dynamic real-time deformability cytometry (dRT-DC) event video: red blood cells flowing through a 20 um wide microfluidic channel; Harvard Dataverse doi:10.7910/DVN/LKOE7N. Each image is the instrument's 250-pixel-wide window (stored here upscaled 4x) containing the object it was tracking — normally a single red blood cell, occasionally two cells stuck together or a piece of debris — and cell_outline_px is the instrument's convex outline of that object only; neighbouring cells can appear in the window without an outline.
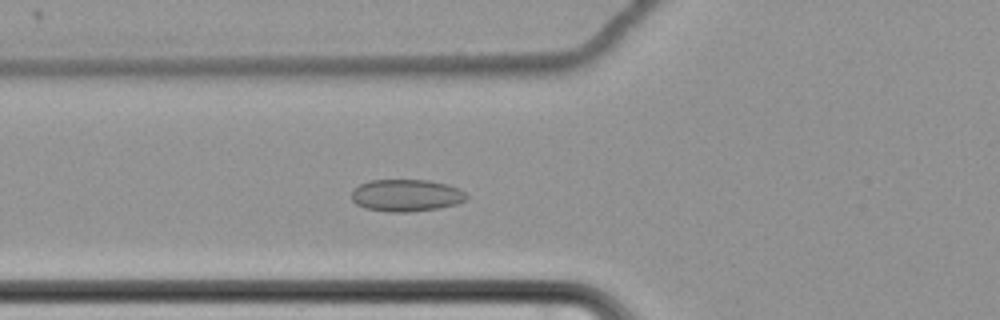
{"species": "common noctule bat (a hibernating species)", "species_latin": "Nyctalus noctula", "temperature_condition": "cold", "stored_images_in_passage": 67, "camera_frame_rate_fps": 3000, "um_per_image_px": 0.085, "animal": {"sex": "female", "body_mass_g": 22.7, "forearm_length_mm": 54.2}, "frame": {"image": 1, "passage_image": 29, "time_ms": 9.333, "image_size_px": [1000, 320], "cell_outline_px": [[468, 196], [464, 200], [456, 204], [440, 208], [408, 212], [388, 212], [368, 208], [356, 204], [352, 200], [352, 188], [368, 180], [428, 180], [448, 184], [460, 188]], "centroid_in_image_um": [34.53, 16.6], "position_along_channel_um": 91.3, "area_um2": 21.62}}
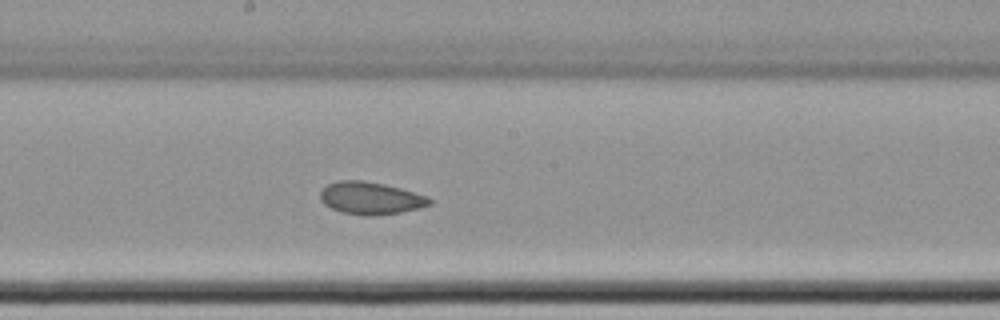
{"frame": {"image": 2, "passage_image": 40, "time_ms": 13.0, "image_size_px": [1000, 320], "cell_outline_px": [[432, 204], [400, 212], [372, 216], [364, 216], [344, 212], [332, 208], [324, 204], [320, 200], [320, 192], [328, 184], [336, 180], [364, 180], [384, 184], [400, 188], [428, 196], [432, 200]], "centroid_in_image_um": [31.49, 16.83], "position_along_channel_um": 216.7, "area_um2": 20.58}}
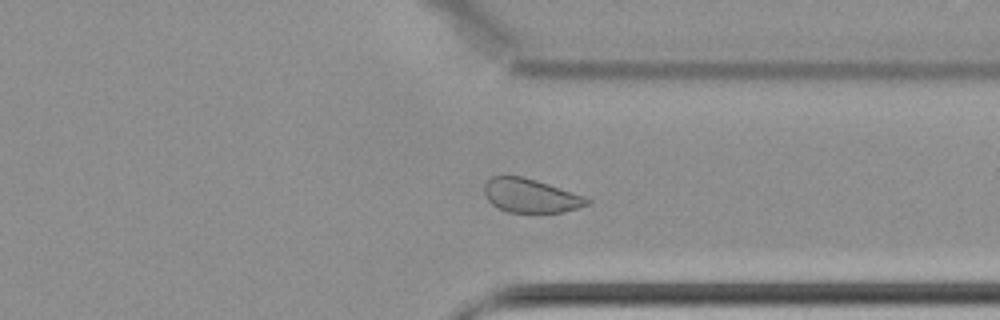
{"frame": {"image": 3, "passage_image": 53, "time_ms": 17.333, "image_size_px": [1000, 320], "cell_outline_px": [[592, 200], [588, 204], [564, 212], [508, 212], [492, 204], [488, 200], [484, 192], [484, 184], [492, 176], [520, 176], [536, 180], [584, 196]], "centroid_in_image_um": [45.09, 16.63], "position_along_channel_um": 366.3, "area_um2": 20.0}, "authors_computed_cell_mechanics": {"area_um2": 23.0044, "velocity_mm_per_s": 3.4283, "shape_relaxation_time_tau1_ms": 7.1843, "shape_relaxation_time_tau2_ms": 2.6389, "deformation_change_tau1": 0.0733, "deformation_change_tau2": 0.0627}}